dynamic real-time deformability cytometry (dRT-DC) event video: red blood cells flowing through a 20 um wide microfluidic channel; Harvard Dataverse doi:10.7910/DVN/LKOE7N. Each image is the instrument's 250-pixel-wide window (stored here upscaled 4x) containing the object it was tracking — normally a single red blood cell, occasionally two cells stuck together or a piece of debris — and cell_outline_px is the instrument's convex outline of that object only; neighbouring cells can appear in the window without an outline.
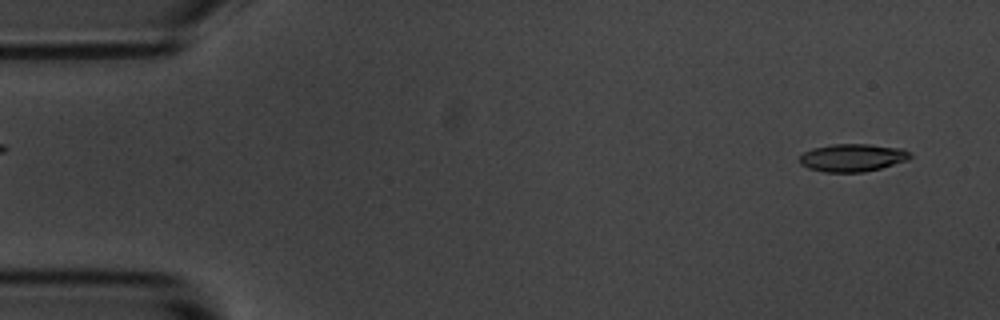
{"species": "common noctule bat (a hibernating species)", "species_latin": "Nyctalus noctula", "temperature_condition": "room temperature", "stored_images_in_passage": 54, "camera_frame_rate_fps": 3000, "um_per_image_px": 0.085, "animal": {"sex": "male", "body_mass_g": 20.1, "forearm_length_mm": 53.5}, "frame": {"image": 1, "passage_image": 3, "time_ms": 0.667, "image_size_px": [1000, 320], "cell_outline_px": [[912, 156], [908, 160], [880, 168], [864, 172], [824, 172], [808, 168], [800, 164], [800, 156], [804, 152], [812, 148], [832, 144], [868, 144], [904, 148]], "centroid_in_image_um": [72.46, 13.4], "position_along_channel_um": 12.5, "area_um2": 17.92}}
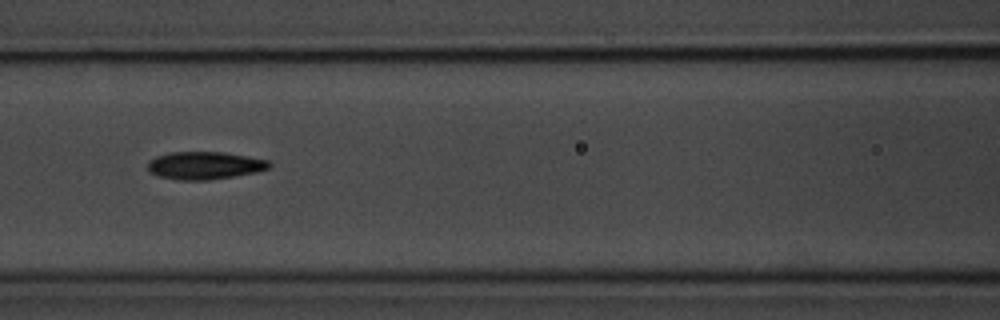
{"frame": {"image": 2, "passage_image": 23, "time_ms": 7.333, "image_size_px": [1000, 320], "cell_outline_px": [[272, 164], [268, 168], [256, 172], [208, 180], [180, 180], [160, 176], [148, 172], [148, 160], [156, 156], [168, 152], [224, 152], [268, 160]], "centroid_in_image_um": [17.36, 14.06], "position_along_channel_um": 149.2, "area_um2": 19.54}}
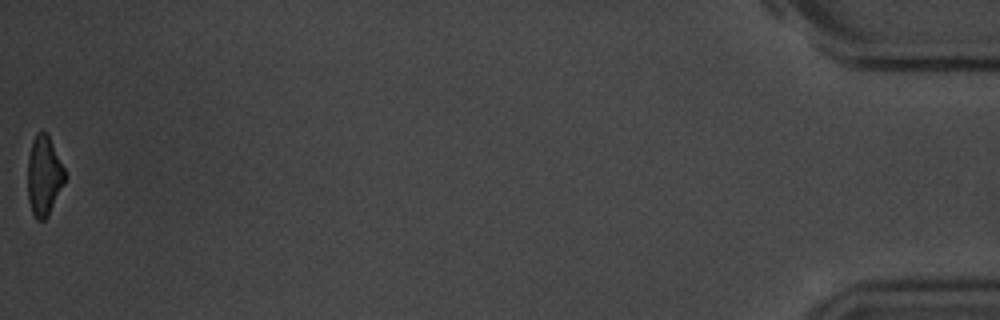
{"frame": {"image": 3, "passage_image": 54, "time_ms": 17.667, "image_size_px": [1000, 320], "cell_outline_px": [[68, 176], [48, 216], [44, 220], [36, 220], [32, 212], [28, 200], [28, 156], [32, 140], [40, 132], [44, 132], [48, 136]], "centroid_in_image_um": [3.74, 14.99], "position_along_channel_um": 431.5, "area_um2": 17.17}, "authors_computed_cell_mechanics": {"area_um2": 18.8428, "velocity_mm_per_s": 3.6957, "shape_relaxation_time_tau1_ms": 2.6009, "shape_relaxation_time_tau2_ms": 2.1826, "deformation_change_tau1": 0.1354, "deformation_change_tau2": 0.0866}}